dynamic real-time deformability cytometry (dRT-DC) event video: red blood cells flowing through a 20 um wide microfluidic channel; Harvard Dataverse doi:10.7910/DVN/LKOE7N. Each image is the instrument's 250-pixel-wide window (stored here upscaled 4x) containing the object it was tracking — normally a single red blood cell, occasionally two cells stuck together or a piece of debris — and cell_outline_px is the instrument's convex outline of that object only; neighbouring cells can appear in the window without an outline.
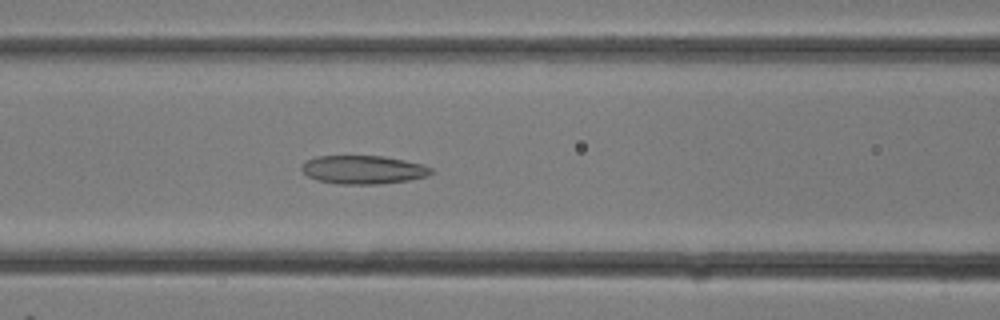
{"species": "common noctule bat (a hibernating species)", "species_latin": "Nyctalus noctula", "temperature_condition": "room temperature", "stored_images_in_passage": 28, "camera_frame_rate_fps": 3000, "um_per_image_px": 0.085, "animal": {"sex": "female"}, "frame": {"image": 1, "passage_image": 12, "time_ms": 3.667, "image_size_px": [1000, 320], "cell_outline_px": [[432, 172], [428, 176], [408, 180], [380, 184], [336, 184], [316, 180], [308, 176], [300, 168], [300, 164], [304, 160], [316, 156], [384, 156], [404, 160], [420, 164], [432, 168]], "centroid_in_image_um": [30.81, 14.42], "position_along_channel_um": 135.8, "area_um2": 21.62}}
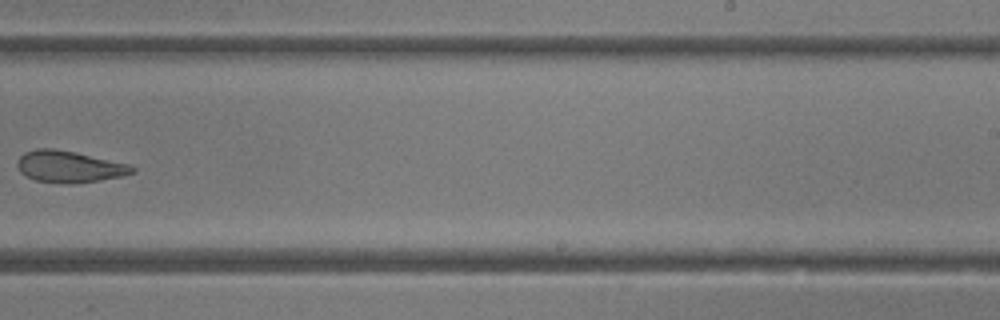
{"frame": {"image": 2, "passage_image": 18, "time_ms": 5.667, "image_size_px": [1000, 320], "cell_outline_px": [[136, 172], [120, 176], [96, 180], [68, 184], [36, 180], [24, 176], [20, 172], [16, 164], [16, 160], [24, 152], [36, 148], [52, 148], [72, 152], [128, 164], [136, 168]], "centroid_in_image_um": [5.81, 14.16], "position_along_channel_um": 283.2, "area_um2": 20.87}}
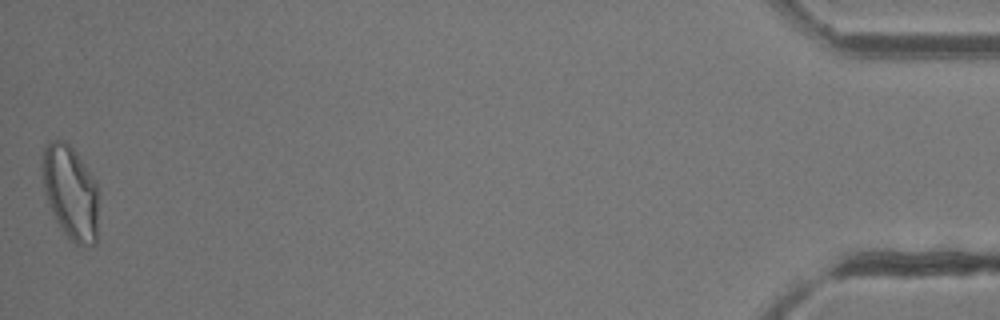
{"frame": {"image": 3, "passage_image": 28, "time_ms": 9.0, "image_size_px": [1000, 320], "cell_outline_px": [[96, 244], [76, 244], [60, 228], [52, 212], [44, 192], [40, 164], [40, 160], [44, 148], [48, 140], [64, 140], [76, 152], [96, 180]], "centroid_in_image_um": [5.93, 16.27], "position_along_channel_um": 429.3, "area_um2": 30.63}}